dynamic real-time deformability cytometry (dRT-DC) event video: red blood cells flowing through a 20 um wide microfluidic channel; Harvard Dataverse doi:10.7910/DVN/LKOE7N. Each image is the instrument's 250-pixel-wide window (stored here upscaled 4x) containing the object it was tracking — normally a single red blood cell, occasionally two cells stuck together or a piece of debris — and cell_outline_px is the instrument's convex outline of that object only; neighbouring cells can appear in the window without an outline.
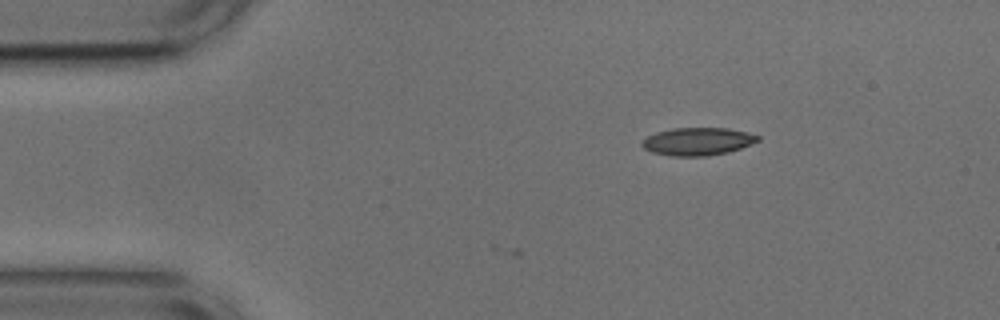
{"species": "common noctule bat (a hibernating species)", "species_latin": "Nyctalus noctula", "temperature_condition": "cold", "stored_images_in_passage": 2, "camera_frame_rate_fps": 3000, "um_per_image_px": 0.085, "animal": {"sex": "male", "body_mass_g": 17.9, "forearm_length_mm": 54.2}, "frame": {"image": 1, "passage_image": 2, "time_ms": 0.333, "image_size_px": [1000, 320], "cell_outline_px": [[760, 140], [740, 148], [728, 152], [704, 156], [672, 156], [652, 152], [644, 148], [640, 144], [648, 136], [656, 132], [672, 128], [728, 128], [760, 136]], "centroid_in_image_um": [59.28, 12.02], "position_along_channel_um": 25.7, "area_um2": 18.55}}